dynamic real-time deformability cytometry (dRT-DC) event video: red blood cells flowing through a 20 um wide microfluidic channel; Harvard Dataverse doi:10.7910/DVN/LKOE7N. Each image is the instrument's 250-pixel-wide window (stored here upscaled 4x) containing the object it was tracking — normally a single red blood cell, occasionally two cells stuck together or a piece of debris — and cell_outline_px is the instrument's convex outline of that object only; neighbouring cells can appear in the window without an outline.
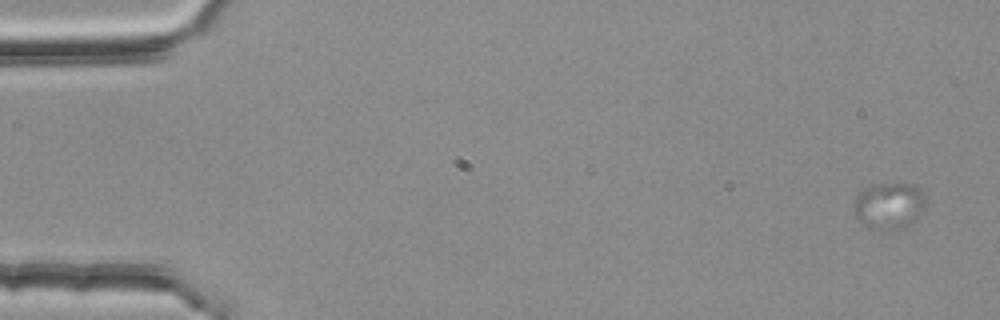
{"species": "common noctule bat (a hibernating species)", "species_latin": "Nyctalus noctula", "temperature_condition": "room temperature", "stored_images_in_passage": 4, "camera_frame_rate_fps": 3000, "um_per_image_px": 0.085, "animal": {"sex": "female", "body_mass_g": 25.1}, "frame": {"image": 1, "passage_image": 1, "time_ms": 0.0, "image_size_px": [1000, 320], "cell_outline_px": [[924, 208], [908, 224], [900, 228], [888, 232], [876, 232], [860, 220], [856, 216], [852, 208], [856, 196], [868, 184], [916, 184], [920, 188], [924, 196]], "centroid_in_image_um": [75.52, 17.49], "position_along_channel_um": 9.5, "area_um2": 19.59}}
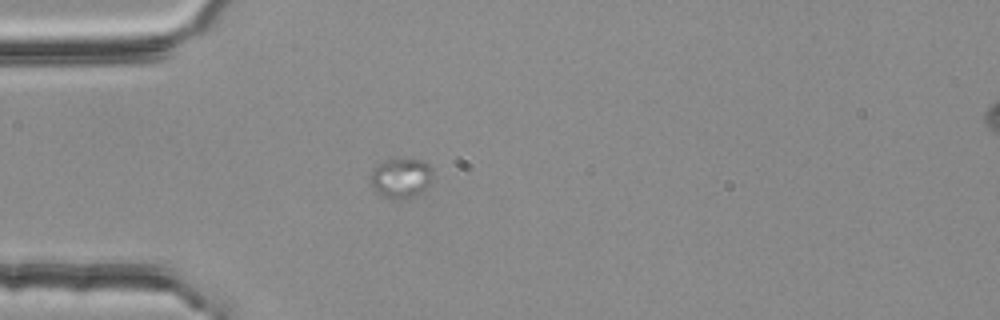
{"frame": {"image": 2, "passage_image": 4, "time_ms": 1.0, "image_size_px": [1000, 320], "cell_outline_px": [[432, 180], [424, 192], [416, 196], [404, 200], [392, 200], [380, 196], [372, 188], [372, 172], [384, 160], [396, 156], [424, 160], [432, 168]], "centroid_in_image_um": [34.13, 15.13], "position_along_channel_um": 50.9, "area_um2": 15.2}}